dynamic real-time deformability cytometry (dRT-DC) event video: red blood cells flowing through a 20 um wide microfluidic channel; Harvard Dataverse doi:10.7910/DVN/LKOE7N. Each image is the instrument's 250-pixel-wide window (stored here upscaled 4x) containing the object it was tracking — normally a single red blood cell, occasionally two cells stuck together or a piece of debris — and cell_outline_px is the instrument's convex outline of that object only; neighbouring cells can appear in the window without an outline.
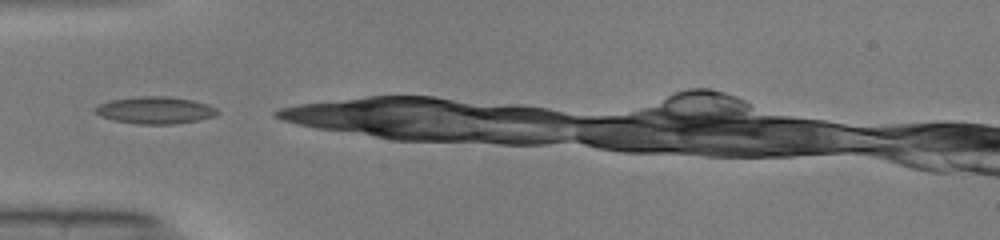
{"species": "common noctule bat (a hibernating species)", "species_latin": "Nyctalus noctula", "temperature_condition": "warm", "stored_images_in_passage": 7, "camera_frame_rate_fps": 3000, "um_per_image_px": 0.085, "animal": {"sex": "male", "body_mass_g": 19.0, "forearm_length_mm": 50.8}, "frame": {"image": 1, "passage_image": 1, "time_ms": 0.0, "image_size_px": [1000, 240], "cell_outline_px": [[220, 112], [212, 116], [196, 120], [172, 124], [140, 124], [112, 120], [100, 116], [92, 108], [100, 104], [112, 100], [140, 96], [168, 96], [192, 100], [208, 104], [216, 108]], "centroid_in_image_um": [13.17, 9.36], "position_along_channel_um": 71.8, "area_um2": 19.13}}
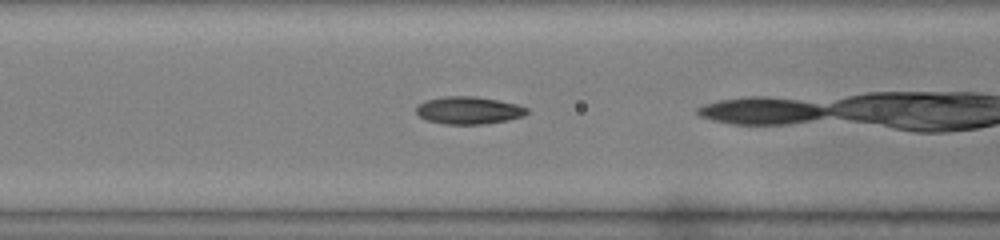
{"frame": {"image": 2, "passage_image": 5, "time_ms": 1.333, "image_size_px": [1000, 240], "cell_outline_px": [[528, 112], [524, 116], [508, 120], [484, 124], [448, 124], [428, 120], [420, 116], [416, 112], [416, 108], [424, 100], [444, 96], [476, 96], [516, 104], [528, 108]], "centroid_in_image_um": [39.85, 9.37], "position_along_channel_um": 126.8, "area_um2": 17.63}}